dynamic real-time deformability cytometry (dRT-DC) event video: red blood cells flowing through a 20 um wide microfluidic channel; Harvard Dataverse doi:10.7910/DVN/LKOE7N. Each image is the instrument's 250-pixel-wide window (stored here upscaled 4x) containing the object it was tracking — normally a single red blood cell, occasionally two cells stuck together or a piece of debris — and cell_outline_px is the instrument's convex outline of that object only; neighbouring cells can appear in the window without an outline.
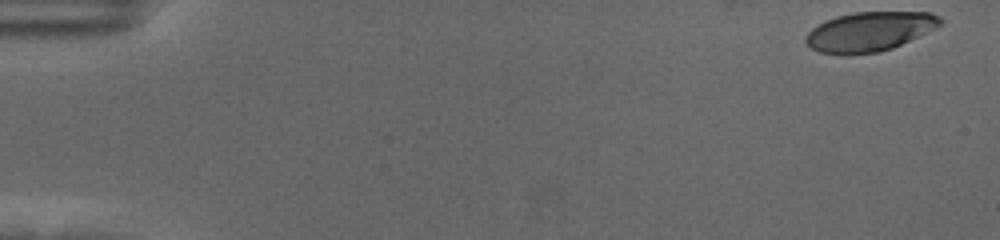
{"species": "human", "species_latin": "Homo sapiens", "temperature_condition": "cold", "stored_images_in_passage": 57, "camera_frame_rate_fps": 3000, "um_per_image_px": 0.085, "donor": {"sex": "female"}, "frame": {"image": 1, "passage_image": 1, "time_ms": 0.0, "image_size_px": [1000, 240], "cell_outline_px": [[944, 24], [936, 28], [892, 48], [876, 52], [840, 56], [820, 52], [812, 48], [804, 40], [804, 36], [812, 28], [836, 16], [856, 12], [928, 12], [940, 16], [944, 20]], "centroid_in_image_um": [73.92, 2.69], "position_along_channel_um": 11.1, "area_um2": 30.98}}
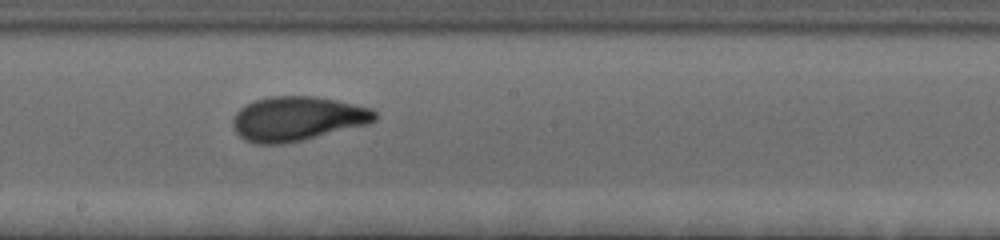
{"frame": {"image": 2, "passage_image": 32, "time_ms": 10.333, "image_size_px": [1000, 240], "cell_outline_px": [[376, 120], [368, 124], [304, 140], [284, 144], [256, 144], [244, 140], [236, 132], [232, 124], [232, 120], [236, 112], [244, 104], [268, 96], [316, 96], [336, 100], [372, 108], [376, 112]], "centroid_in_image_um": [25.26, 10.09], "position_along_channel_um": 222.9, "area_um2": 36.99}}
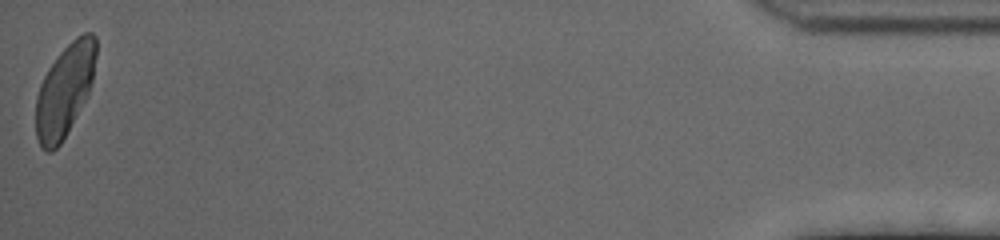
{"frame": {"image": 3, "passage_image": 57, "time_ms": 18.667, "image_size_px": [1000, 240], "cell_outline_px": [[96, 56], [92, 80], [88, 96], [60, 144], [52, 152], [48, 152], [40, 148], [36, 136], [36, 96], [40, 84], [48, 68], [60, 52], [76, 36], [84, 32], [92, 32], [96, 36]], "centroid_in_image_um": [5.5, 7.68], "position_along_channel_um": 429.7, "area_um2": 32.43}, "authors_computed_cell_mechanics": {"area_um2": 33.9286, "velocity_mm_per_s": 3.508, "shape_relaxation_time_tau1_ms": 3.1363, "shape_relaxation_time_tau2_ms": 0.862, "deformation_change_tau1": 0.1779, "deformation_change_tau2": 0.068}}